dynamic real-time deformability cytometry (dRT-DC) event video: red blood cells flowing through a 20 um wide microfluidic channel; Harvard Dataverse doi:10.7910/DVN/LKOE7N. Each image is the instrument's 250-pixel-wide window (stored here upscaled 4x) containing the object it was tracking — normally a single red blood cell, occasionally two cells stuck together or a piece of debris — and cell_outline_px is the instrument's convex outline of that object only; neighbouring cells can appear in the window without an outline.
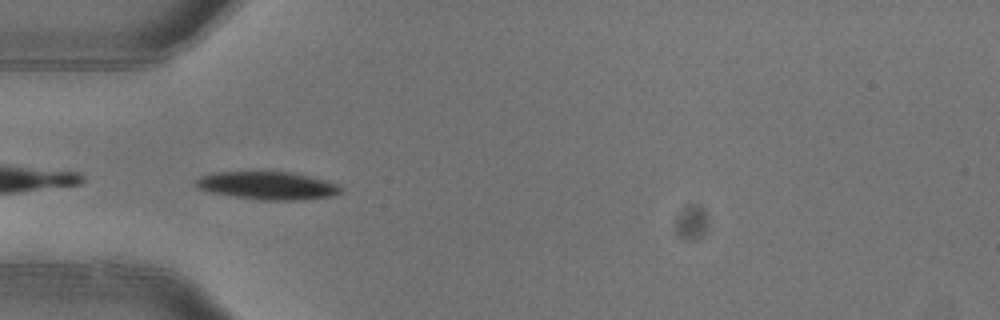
{"species": "common noctule bat (a hibernating species)", "species_latin": "Nyctalus noctula", "temperature_condition": "warm", "stored_images_in_passage": 6, "camera_frame_rate_fps": 3000, "um_per_image_px": 0.085, "animal": {"sex": "female"}, "frame": {"image": 1, "passage_image": 4, "time_ms": 1.0, "image_size_px": [1000, 320], "cell_outline_px": [[340, 192], [332, 196], [300, 200], [260, 200], [212, 192], [200, 188], [192, 184], [200, 176], [212, 172], [292, 172], [340, 184]], "centroid_in_image_um": [22.74, 15.77], "position_along_channel_um": 62.3, "area_um2": 23.35}}